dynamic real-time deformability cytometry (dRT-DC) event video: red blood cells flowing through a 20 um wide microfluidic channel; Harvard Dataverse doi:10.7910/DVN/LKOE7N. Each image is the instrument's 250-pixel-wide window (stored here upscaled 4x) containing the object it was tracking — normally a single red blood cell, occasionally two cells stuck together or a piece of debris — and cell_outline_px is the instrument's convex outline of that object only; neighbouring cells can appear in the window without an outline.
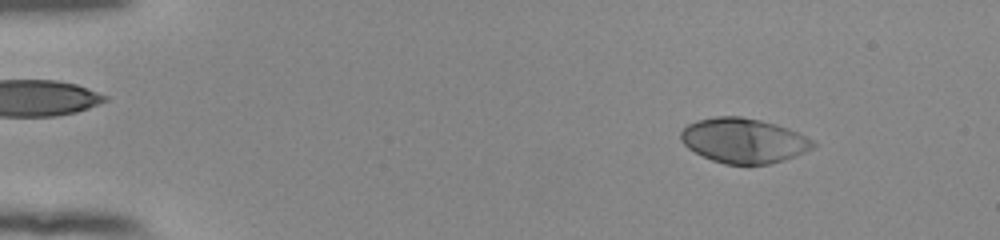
{"species": "human", "species_latin": "Homo sapiens", "temperature_condition": "room temperature", "stored_images_in_passage": 54, "camera_frame_rate_fps": 3000, "um_per_image_px": 0.085, "donor": {"sex": "female"}, "frame": {"image": 1, "passage_image": 7, "time_ms": 2.0, "image_size_px": [1000, 240], "cell_outline_px": [[816, 144], [812, 148], [804, 152], [784, 160], [768, 164], [724, 164], [712, 160], [688, 148], [680, 140], [680, 132], [688, 124], [696, 120], [716, 116], [740, 116], [760, 120], [776, 124], [788, 128], [812, 140]], "centroid_in_image_um": [63.18, 11.94], "position_along_channel_um": 21.8, "area_um2": 34.33}}
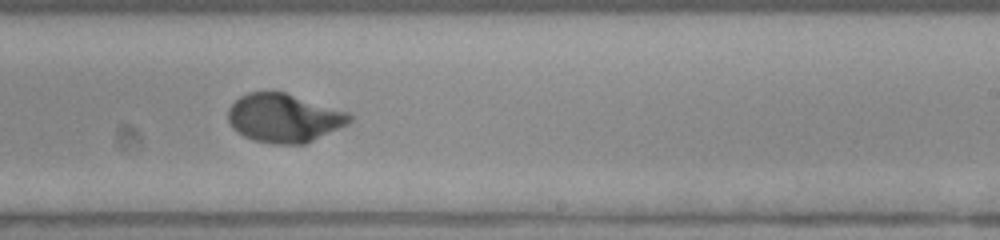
{"frame": {"image": 2, "passage_image": 34, "time_ms": 11.0, "image_size_px": [1000, 240], "cell_outline_px": [[352, 120], [348, 124], [304, 144], [272, 144], [256, 140], [244, 136], [236, 132], [232, 128], [228, 120], [228, 108], [240, 96], [248, 92], [284, 92], [348, 112], [352, 116]], "centroid_in_image_um": [24.12, 10.03], "position_along_channel_um": 264.9, "area_um2": 34.22}}
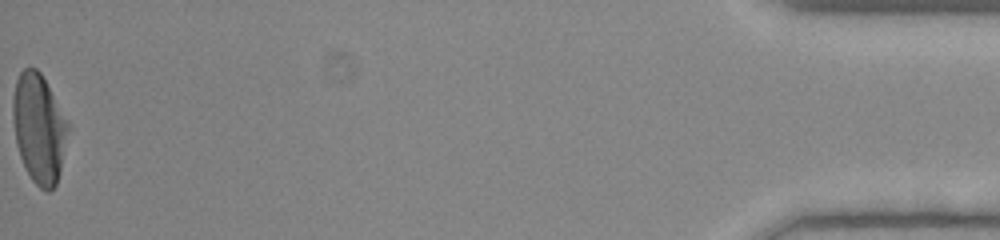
{"frame": {"image": 3, "passage_image": 54, "time_ms": 17.667, "image_size_px": [1000, 240], "cell_outline_px": [[68, 128], [60, 168], [56, 184], [48, 192], [40, 188], [32, 180], [20, 156], [16, 144], [12, 116], [12, 96], [16, 80], [20, 72], [24, 68], [36, 68], [40, 72], [68, 120]], "centroid_in_image_um": [3.28, 10.87], "position_along_channel_um": 431.9, "area_um2": 34.68}, "authors_computed_cell_mechanics": {"area_um2": 34.2465, "velocity_mm_per_s": 3.8657, "shape_relaxation_time_tau1_ms": 3.0911, "shape_relaxation_time_tau2_ms": null, "deformation_change_tau1": 0.1988, "deformation_change_tau2": null}}